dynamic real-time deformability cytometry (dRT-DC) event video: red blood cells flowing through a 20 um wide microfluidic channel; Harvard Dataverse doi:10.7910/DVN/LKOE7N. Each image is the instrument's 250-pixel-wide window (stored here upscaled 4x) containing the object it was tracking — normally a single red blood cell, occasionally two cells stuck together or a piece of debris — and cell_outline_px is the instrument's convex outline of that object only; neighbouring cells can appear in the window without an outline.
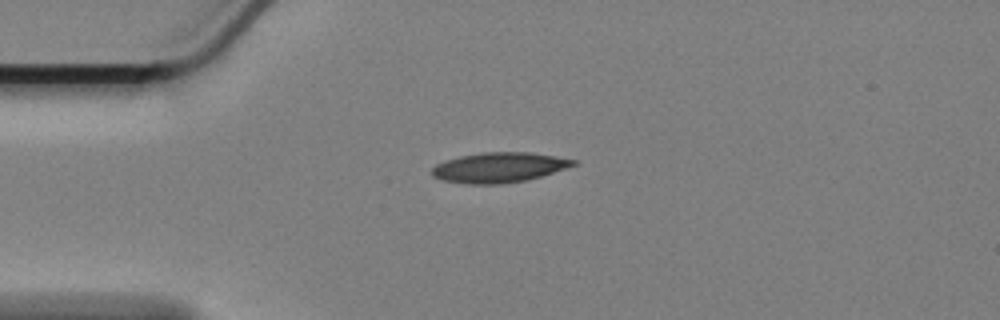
{"species": "Egyptian fruit bat (a non-hibernating species)", "species_latin": "Rousettus aegyptiacus", "temperature_condition": "cold", "stored_images_in_passage": 45, "camera_frame_rate_fps": 3000, "um_per_image_px": 0.085, "animal": {"sex": "female"}, "frame": {"image": 1, "passage_image": 1, "time_ms": 0.0, "image_size_px": [1000, 320], "cell_outline_px": [[580, 164], [528, 180], [504, 184], [468, 184], [440, 180], [432, 176], [432, 168], [436, 164], [444, 160], [460, 156], [484, 152], [532, 152], [556, 156], [576, 160]], "centroid_in_image_um": [42.44, 14.24], "position_along_channel_um": 42.6, "area_um2": 25.09}}
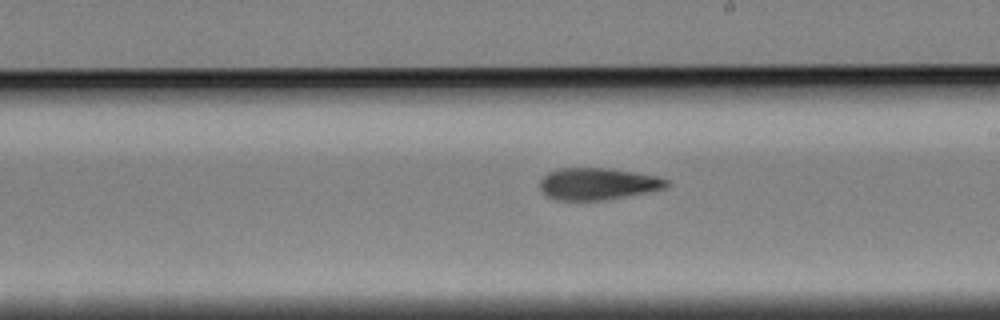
{"frame": {"image": 2, "passage_image": 20, "time_ms": 6.333, "image_size_px": [1000, 320], "cell_outline_px": [[672, 184], [668, 188], [648, 192], [600, 200], [556, 200], [544, 196], [540, 188], [540, 180], [548, 172], [560, 168], [612, 168], [660, 176], [668, 180]], "centroid_in_image_um": [50.84, 15.62], "position_along_channel_um": 238.2, "area_um2": 23.87}}
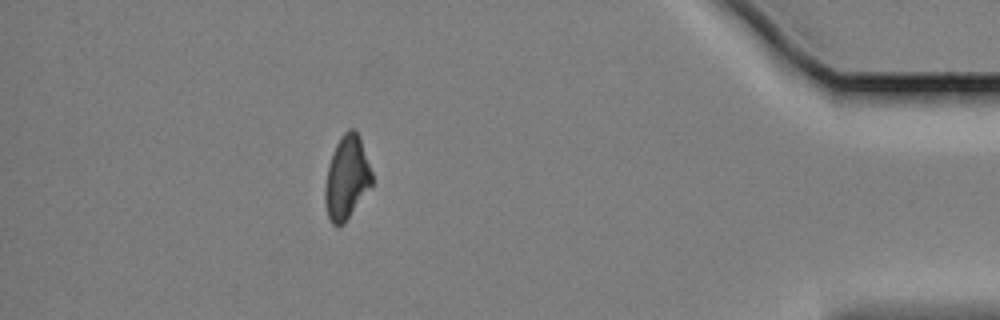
{"frame": {"image": 3, "passage_image": 39, "time_ms": 12.667, "image_size_px": [1000, 320], "cell_outline_px": [[372, 184], [344, 224], [336, 228], [328, 220], [324, 200], [324, 188], [328, 164], [332, 152], [340, 136], [348, 128], [352, 128], [360, 136], [372, 172]], "centroid_in_image_um": [29.44, 15.12], "position_along_channel_um": 405.8, "area_um2": 23.06}, "authors_computed_cell_mechanics": {"area_um2": 24.0448, "velocity_mm_per_s": 3.3909, "shape_relaxation_time_tau1_ms": 7.6841, "shape_relaxation_time_tau2_ms": 5.6765, "deformation_change_tau1": 0.1705, "deformation_change_tau2": 0.1203}}